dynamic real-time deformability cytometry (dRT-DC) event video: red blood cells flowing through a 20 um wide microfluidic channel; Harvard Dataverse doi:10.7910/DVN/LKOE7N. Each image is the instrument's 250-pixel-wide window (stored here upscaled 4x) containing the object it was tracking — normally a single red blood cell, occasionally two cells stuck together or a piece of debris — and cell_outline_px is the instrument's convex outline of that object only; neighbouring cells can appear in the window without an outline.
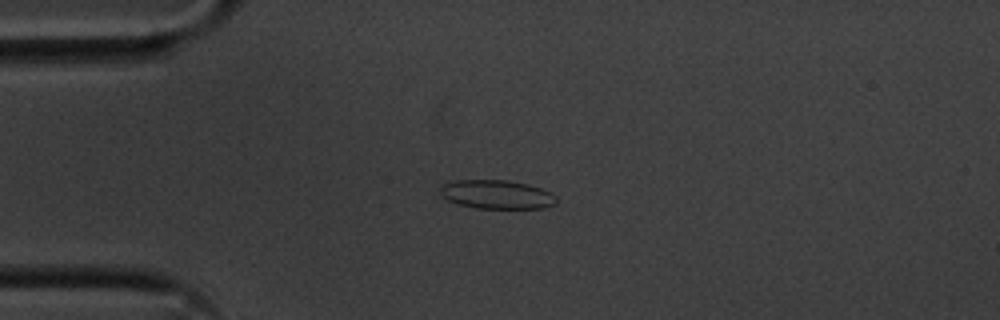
{"species": "common noctule bat (a hibernating species)", "species_latin": "Nyctalus noctula", "temperature_condition": "cold", "stored_images_in_passage": 49, "camera_frame_rate_fps": 3000, "um_per_image_px": 0.085, "animal": {"sex": "male", "body_mass_g": 20.1, "forearm_length_mm": 53.5}, "frame": {"image": 1, "passage_image": 7, "time_ms": 2.0, "image_size_px": [1000, 320], "cell_outline_px": [[556, 204], [544, 208], [476, 208], [456, 204], [448, 200], [440, 192], [440, 184], [452, 180], [508, 180], [528, 184], [540, 188], [556, 196]], "centroid_in_image_um": [42.19, 16.52], "position_along_channel_um": 42.8, "area_um2": 19.59}}
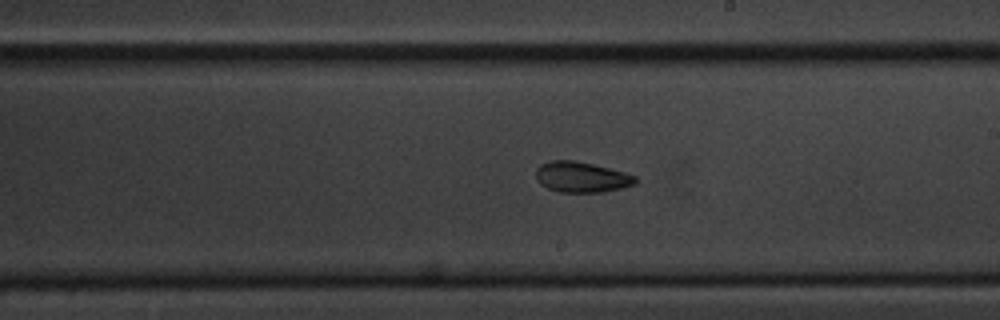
{"frame": {"image": 2, "passage_image": 25, "time_ms": 8.0, "image_size_px": [1000, 320], "cell_outline_px": [[636, 184], [604, 192], [560, 192], [548, 188], [540, 184], [536, 180], [536, 168], [540, 164], [552, 160], [572, 160], [592, 164], [624, 172], [636, 176]], "centroid_in_image_um": [49.4, 15.05], "position_along_channel_um": 239.6, "area_um2": 17.69}}
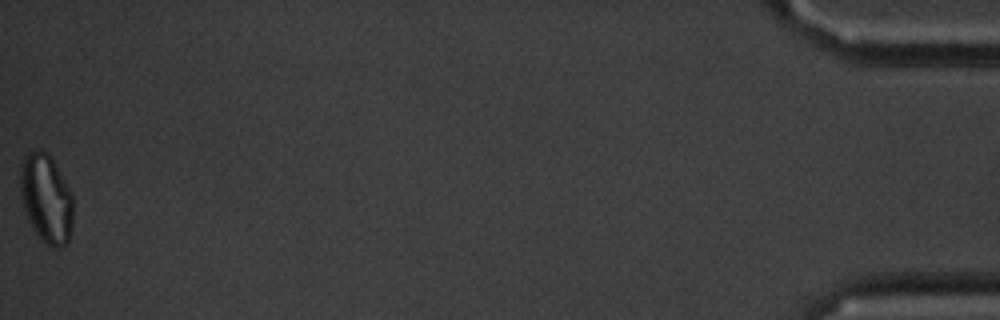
{"frame": {"image": 3, "passage_image": 49, "time_ms": 16.0, "image_size_px": [1000, 320], "cell_outline_px": [[72, 224], [68, 244], [60, 248], [52, 248], [32, 228], [28, 220], [20, 196], [20, 164], [24, 156], [32, 152], [48, 152], [72, 192]], "centroid_in_image_um": [3.93, 16.89], "position_along_channel_um": 431.3, "area_um2": 27.28}, "authors_computed_cell_mechanics": {"area_um2": 19.0162, "velocity_mm_per_s": 3.6125, "shape_relaxation_time_tau1_ms": 7.3967, "shape_relaxation_time_tau2_ms": 6.7742, "deformation_change_tau1": 0.1123, "deformation_change_tau2": 0.1172}}